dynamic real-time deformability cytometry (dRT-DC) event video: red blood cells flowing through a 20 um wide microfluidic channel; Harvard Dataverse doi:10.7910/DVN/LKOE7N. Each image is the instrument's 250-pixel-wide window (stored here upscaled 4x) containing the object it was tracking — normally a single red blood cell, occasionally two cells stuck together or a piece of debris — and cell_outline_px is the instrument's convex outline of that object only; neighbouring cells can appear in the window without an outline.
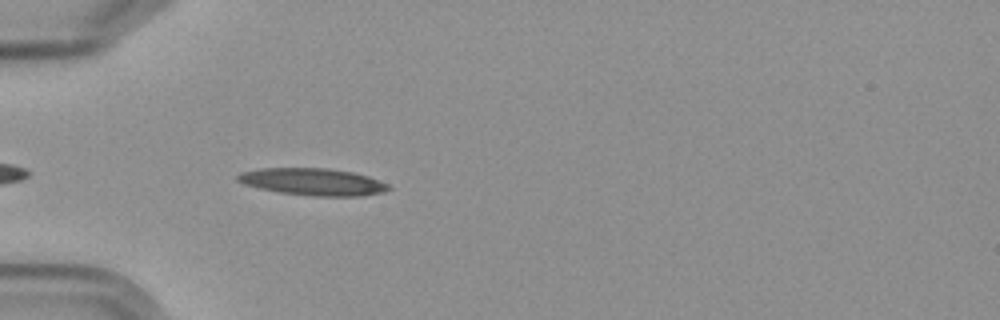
{"species": "Egyptian fruit bat (a non-hibernating species)", "species_latin": "Rousettus aegyptiacus", "temperature_condition": "cold", "stored_images_in_passage": 4, "camera_frame_rate_fps": 3000, "um_per_image_px": 0.085, "frame": {"image": 1, "passage_image": 4, "time_ms": 3.667, "image_size_px": [1000, 320], "cell_outline_px": [[392, 188], [384, 192], [360, 196], [312, 196], [280, 192], [260, 188], [244, 184], [236, 180], [236, 176], [240, 172], [260, 168], [328, 168], [352, 172], [368, 176], [388, 184]], "centroid_in_image_um": [26.59, 15.45], "position_along_channel_um": 58.4, "area_um2": 23.81}}